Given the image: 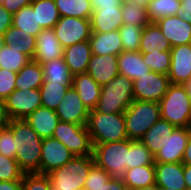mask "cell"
<instances>
[{"instance_id": "cell-1", "label": "cell", "mask_w": 191, "mask_h": 190, "mask_svg": "<svg viewBox=\"0 0 191 190\" xmlns=\"http://www.w3.org/2000/svg\"><path fill=\"white\" fill-rule=\"evenodd\" d=\"M8 126L12 129L16 148L15 159L24 174H40L42 141L36 131L25 119H11Z\"/></svg>"}, {"instance_id": "cell-2", "label": "cell", "mask_w": 191, "mask_h": 190, "mask_svg": "<svg viewBox=\"0 0 191 190\" xmlns=\"http://www.w3.org/2000/svg\"><path fill=\"white\" fill-rule=\"evenodd\" d=\"M92 144H103L128 139L123 113L89 111L86 123Z\"/></svg>"}, {"instance_id": "cell-3", "label": "cell", "mask_w": 191, "mask_h": 190, "mask_svg": "<svg viewBox=\"0 0 191 190\" xmlns=\"http://www.w3.org/2000/svg\"><path fill=\"white\" fill-rule=\"evenodd\" d=\"M95 164L93 156H74L64 166L46 174L51 190H84L90 168Z\"/></svg>"}, {"instance_id": "cell-4", "label": "cell", "mask_w": 191, "mask_h": 190, "mask_svg": "<svg viewBox=\"0 0 191 190\" xmlns=\"http://www.w3.org/2000/svg\"><path fill=\"white\" fill-rule=\"evenodd\" d=\"M134 101L133 81L118 74L101 86L99 101L95 110L99 113H124Z\"/></svg>"}, {"instance_id": "cell-5", "label": "cell", "mask_w": 191, "mask_h": 190, "mask_svg": "<svg viewBox=\"0 0 191 190\" xmlns=\"http://www.w3.org/2000/svg\"><path fill=\"white\" fill-rule=\"evenodd\" d=\"M159 108L161 119L176 127H191V102L184 85L171 84Z\"/></svg>"}, {"instance_id": "cell-6", "label": "cell", "mask_w": 191, "mask_h": 190, "mask_svg": "<svg viewBox=\"0 0 191 190\" xmlns=\"http://www.w3.org/2000/svg\"><path fill=\"white\" fill-rule=\"evenodd\" d=\"M93 159L97 166L111 177L122 178L127 170L129 158V139L93 144Z\"/></svg>"}, {"instance_id": "cell-7", "label": "cell", "mask_w": 191, "mask_h": 190, "mask_svg": "<svg viewBox=\"0 0 191 190\" xmlns=\"http://www.w3.org/2000/svg\"><path fill=\"white\" fill-rule=\"evenodd\" d=\"M123 114L129 140H140L161 118L159 103L153 101L134 100Z\"/></svg>"}, {"instance_id": "cell-8", "label": "cell", "mask_w": 191, "mask_h": 190, "mask_svg": "<svg viewBox=\"0 0 191 190\" xmlns=\"http://www.w3.org/2000/svg\"><path fill=\"white\" fill-rule=\"evenodd\" d=\"M52 137L62 142L75 156L93 154V144L86 125L59 121Z\"/></svg>"}, {"instance_id": "cell-9", "label": "cell", "mask_w": 191, "mask_h": 190, "mask_svg": "<svg viewBox=\"0 0 191 190\" xmlns=\"http://www.w3.org/2000/svg\"><path fill=\"white\" fill-rule=\"evenodd\" d=\"M170 85L168 75L149 71L133 81L134 100L159 103Z\"/></svg>"}, {"instance_id": "cell-10", "label": "cell", "mask_w": 191, "mask_h": 190, "mask_svg": "<svg viewBox=\"0 0 191 190\" xmlns=\"http://www.w3.org/2000/svg\"><path fill=\"white\" fill-rule=\"evenodd\" d=\"M53 30L64 48L78 42L87 41L92 34L90 19L68 16L60 17Z\"/></svg>"}, {"instance_id": "cell-11", "label": "cell", "mask_w": 191, "mask_h": 190, "mask_svg": "<svg viewBox=\"0 0 191 190\" xmlns=\"http://www.w3.org/2000/svg\"><path fill=\"white\" fill-rule=\"evenodd\" d=\"M5 101L10 119H25L36 109L42 107L39 89H15Z\"/></svg>"}, {"instance_id": "cell-12", "label": "cell", "mask_w": 191, "mask_h": 190, "mask_svg": "<svg viewBox=\"0 0 191 190\" xmlns=\"http://www.w3.org/2000/svg\"><path fill=\"white\" fill-rule=\"evenodd\" d=\"M75 155L59 140L43 138L41 148L40 174H48L64 166Z\"/></svg>"}, {"instance_id": "cell-13", "label": "cell", "mask_w": 191, "mask_h": 190, "mask_svg": "<svg viewBox=\"0 0 191 190\" xmlns=\"http://www.w3.org/2000/svg\"><path fill=\"white\" fill-rule=\"evenodd\" d=\"M191 127H176L154 156L155 163H180L190 137Z\"/></svg>"}, {"instance_id": "cell-14", "label": "cell", "mask_w": 191, "mask_h": 190, "mask_svg": "<svg viewBox=\"0 0 191 190\" xmlns=\"http://www.w3.org/2000/svg\"><path fill=\"white\" fill-rule=\"evenodd\" d=\"M61 122L86 125L88 108L83 104L77 91L71 86L55 110Z\"/></svg>"}, {"instance_id": "cell-15", "label": "cell", "mask_w": 191, "mask_h": 190, "mask_svg": "<svg viewBox=\"0 0 191 190\" xmlns=\"http://www.w3.org/2000/svg\"><path fill=\"white\" fill-rule=\"evenodd\" d=\"M170 54V83L184 85L191 77V43L172 47Z\"/></svg>"}, {"instance_id": "cell-16", "label": "cell", "mask_w": 191, "mask_h": 190, "mask_svg": "<svg viewBox=\"0 0 191 190\" xmlns=\"http://www.w3.org/2000/svg\"><path fill=\"white\" fill-rule=\"evenodd\" d=\"M171 47L191 43V24L178 15L156 21Z\"/></svg>"}, {"instance_id": "cell-17", "label": "cell", "mask_w": 191, "mask_h": 190, "mask_svg": "<svg viewBox=\"0 0 191 190\" xmlns=\"http://www.w3.org/2000/svg\"><path fill=\"white\" fill-rule=\"evenodd\" d=\"M64 47L58 41L53 28L43 29L36 36V48L33 61L40 64L63 58Z\"/></svg>"}, {"instance_id": "cell-18", "label": "cell", "mask_w": 191, "mask_h": 190, "mask_svg": "<svg viewBox=\"0 0 191 190\" xmlns=\"http://www.w3.org/2000/svg\"><path fill=\"white\" fill-rule=\"evenodd\" d=\"M118 55H95L92 54L87 73L100 85L103 86L119 74Z\"/></svg>"}, {"instance_id": "cell-19", "label": "cell", "mask_w": 191, "mask_h": 190, "mask_svg": "<svg viewBox=\"0 0 191 190\" xmlns=\"http://www.w3.org/2000/svg\"><path fill=\"white\" fill-rule=\"evenodd\" d=\"M155 184L158 187L187 190L184 180V164L155 163Z\"/></svg>"}, {"instance_id": "cell-20", "label": "cell", "mask_w": 191, "mask_h": 190, "mask_svg": "<svg viewBox=\"0 0 191 190\" xmlns=\"http://www.w3.org/2000/svg\"><path fill=\"white\" fill-rule=\"evenodd\" d=\"M91 55L90 42L87 40L64 48L63 58L70 72L75 75L87 72Z\"/></svg>"}, {"instance_id": "cell-21", "label": "cell", "mask_w": 191, "mask_h": 190, "mask_svg": "<svg viewBox=\"0 0 191 190\" xmlns=\"http://www.w3.org/2000/svg\"><path fill=\"white\" fill-rule=\"evenodd\" d=\"M92 32L119 30L123 25L121 7L95 8L90 17Z\"/></svg>"}, {"instance_id": "cell-22", "label": "cell", "mask_w": 191, "mask_h": 190, "mask_svg": "<svg viewBox=\"0 0 191 190\" xmlns=\"http://www.w3.org/2000/svg\"><path fill=\"white\" fill-rule=\"evenodd\" d=\"M89 42L91 52L95 55H119L123 51L118 30L110 32H92Z\"/></svg>"}, {"instance_id": "cell-23", "label": "cell", "mask_w": 191, "mask_h": 190, "mask_svg": "<svg viewBox=\"0 0 191 190\" xmlns=\"http://www.w3.org/2000/svg\"><path fill=\"white\" fill-rule=\"evenodd\" d=\"M72 87L89 111L95 109L99 101L101 86L87 72L73 75Z\"/></svg>"}, {"instance_id": "cell-24", "label": "cell", "mask_w": 191, "mask_h": 190, "mask_svg": "<svg viewBox=\"0 0 191 190\" xmlns=\"http://www.w3.org/2000/svg\"><path fill=\"white\" fill-rule=\"evenodd\" d=\"M25 120L41 138L52 137L54 129L60 121L55 110L45 107H39Z\"/></svg>"}, {"instance_id": "cell-25", "label": "cell", "mask_w": 191, "mask_h": 190, "mask_svg": "<svg viewBox=\"0 0 191 190\" xmlns=\"http://www.w3.org/2000/svg\"><path fill=\"white\" fill-rule=\"evenodd\" d=\"M119 74L134 81L150 71L139 51H122L118 55Z\"/></svg>"}, {"instance_id": "cell-26", "label": "cell", "mask_w": 191, "mask_h": 190, "mask_svg": "<svg viewBox=\"0 0 191 190\" xmlns=\"http://www.w3.org/2000/svg\"><path fill=\"white\" fill-rule=\"evenodd\" d=\"M175 128V125L160 118L148 129L140 140L155 156L161 147L165 145Z\"/></svg>"}, {"instance_id": "cell-27", "label": "cell", "mask_w": 191, "mask_h": 190, "mask_svg": "<svg viewBox=\"0 0 191 190\" xmlns=\"http://www.w3.org/2000/svg\"><path fill=\"white\" fill-rule=\"evenodd\" d=\"M170 43L166 40L160 27L156 22L147 24L141 33L139 52L150 53V51L160 50L161 52L171 50Z\"/></svg>"}, {"instance_id": "cell-28", "label": "cell", "mask_w": 191, "mask_h": 190, "mask_svg": "<svg viewBox=\"0 0 191 190\" xmlns=\"http://www.w3.org/2000/svg\"><path fill=\"white\" fill-rule=\"evenodd\" d=\"M44 82L43 67L40 63L31 60L17 72L16 89H39Z\"/></svg>"}, {"instance_id": "cell-29", "label": "cell", "mask_w": 191, "mask_h": 190, "mask_svg": "<svg viewBox=\"0 0 191 190\" xmlns=\"http://www.w3.org/2000/svg\"><path fill=\"white\" fill-rule=\"evenodd\" d=\"M129 190H138L155 184L154 165L137 166L127 169L122 177Z\"/></svg>"}, {"instance_id": "cell-30", "label": "cell", "mask_w": 191, "mask_h": 190, "mask_svg": "<svg viewBox=\"0 0 191 190\" xmlns=\"http://www.w3.org/2000/svg\"><path fill=\"white\" fill-rule=\"evenodd\" d=\"M3 35L6 46L13 45L20 52L33 59L36 48V36L25 33V31L14 26L8 28Z\"/></svg>"}, {"instance_id": "cell-31", "label": "cell", "mask_w": 191, "mask_h": 190, "mask_svg": "<svg viewBox=\"0 0 191 190\" xmlns=\"http://www.w3.org/2000/svg\"><path fill=\"white\" fill-rule=\"evenodd\" d=\"M41 65L43 67L44 82L72 85L73 74L66 65L64 58L50 60Z\"/></svg>"}, {"instance_id": "cell-32", "label": "cell", "mask_w": 191, "mask_h": 190, "mask_svg": "<svg viewBox=\"0 0 191 190\" xmlns=\"http://www.w3.org/2000/svg\"><path fill=\"white\" fill-rule=\"evenodd\" d=\"M30 5L36 11L37 23L42 30L53 28L61 17L55 0H34Z\"/></svg>"}, {"instance_id": "cell-33", "label": "cell", "mask_w": 191, "mask_h": 190, "mask_svg": "<svg viewBox=\"0 0 191 190\" xmlns=\"http://www.w3.org/2000/svg\"><path fill=\"white\" fill-rule=\"evenodd\" d=\"M61 17L90 19L93 8L90 0H55Z\"/></svg>"}, {"instance_id": "cell-34", "label": "cell", "mask_w": 191, "mask_h": 190, "mask_svg": "<svg viewBox=\"0 0 191 190\" xmlns=\"http://www.w3.org/2000/svg\"><path fill=\"white\" fill-rule=\"evenodd\" d=\"M31 60L29 56L20 52V50L13 45H4L0 49V69L18 72Z\"/></svg>"}, {"instance_id": "cell-35", "label": "cell", "mask_w": 191, "mask_h": 190, "mask_svg": "<svg viewBox=\"0 0 191 190\" xmlns=\"http://www.w3.org/2000/svg\"><path fill=\"white\" fill-rule=\"evenodd\" d=\"M72 85H61L56 82H43L39 88L41 92L42 107L56 110L64 98L66 91Z\"/></svg>"}, {"instance_id": "cell-36", "label": "cell", "mask_w": 191, "mask_h": 190, "mask_svg": "<svg viewBox=\"0 0 191 190\" xmlns=\"http://www.w3.org/2000/svg\"><path fill=\"white\" fill-rule=\"evenodd\" d=\"M180 7V0H150L146 8L150 21L156 22L167 16L178 15Z\"/></svg>"}, {"instance_id": "cell-37", "label": "cell", "mask_w": 191, "mask_h": 190, "mask_svg": "<svg viewBox=\"0 0 191 190\" xmlns=\"http://www.w3.org/2000/svg\"><path fill=\"white\" fill-rule=\"evenodd\" d=\"M12 26L34 36L42 30L40 24L37 23L36 11L31 5L21 8L13 15Z\"/></svg>"}, {"instance_id": "cell-38", "label": "cell", "mask_w": 191, "mask_h": 190, "mask_svg": "<svg viewBox=\"0 0 191 190\" xmlns=\"http://www.w3.org/2000/svg\"><path fill=\"white\" fill-rule=\"evenodd\" d=\"M123 24H133L145 27L151 21L147 14V8L135 2L124 0L121 6Z\"/></svg>"}, {"instance_id": "cell-39", "label": "cell", "mask_w": 191, "mask_h": 190, "mask_svg": "<svg viewBox=\"0 0 191 190\" xmlns=\"http://www.w3.org/2000/svg\"><path fill=\"white\" fill-rule=\"evenodd\" d=\"M154 155L141 142V140H129V158L127 169L137 166L154 165Z\"/></svg>"}, {"instance_id": "cell-40", "label": "cell", "mask_w": 191, "mask_h": 190, "mask_svg": "<svg viewBox=\"0 0 191 190\" xmlns=\"http://www.w3.org/2000/svg\"><path fill=\"white\" fill-rule=\"evenodd\" d=\"M142 57L143 61L149 66L150 71L168 75L171 64L170 51H150V53H143Z\"/></svg>"}, {"instance_id": "cell-41", "label": "cell", "mask_w": 191, "mask_h": 190, "mask_svg": "<svg viewBox=\"0 0 191 190\" xmlns=\"http://www.w3.org/2000/svg\"><path fill=\"white\" fill-rule=\"evenodd\" d=\"M144 27L133 24H123L119 28V34L123 46V51H139L141 33Z\"/></svg>"}, {"instance_id": "cell-42", "label": "cell", "mask_w": 191, "mask_h": 190, "mask_svg": "<svg viewBox=\"0 0 191 190\" xmlns=\"http://www.w3.org/2000/svg\"><path fill=\"white\" fill-rule=\"evenodd\" d=\"M23 175L15 158L0 154V181L23 180Z\"/></svg>"}, {"instance_id": "cell-43", "label": "cell", "mask_w": 191, "mask_h": 190, "mask_svg": "<svg viewBox=\"0 0 191 190\" xmlns=\"http://www.w3.org/2000/svg\"><path fill=\"white\" fill-rule=\"evenodd\" d=\"M111 176L101 167L94 164L85 181L84 190H100Z\"/></svg>"}, {"instance_id": "cell-44", "label": "cell", "mask_w": 191, "mask_h": 190, "mask_svg": "<svg viewBox=\"0 0 191 190\" xmlns=\"http://www.w3.org/2000/svg\"><path fill=\"white\" fill-rule=\"evenodd\" d=\"M22 190H51V182L46 174H24Z\"/></svg>"}, {"instance_id": "cell-45", "label": "cell", "mask_w": 191, "mask_h": 190, "mask_svg": "<svg viewBox=\"0 0 191 190\" xmlns=\"http://www.w3.org/2000/svg\"><path fill=\"white\" fill-rule=\"evenodd\" d=\"M0 154L10 158L16 156L13 132L8 125L0 130Z\"/></svg>"}, {"instance_id": "cell-46", "label": "cell", "mask_w": 191, "mask_h": 190, "mask_svg": "<svg viewBox=\"0 0 191 190\" xmlns=\"http://www.w3.org/2000/svg\"><path fill=\"white\" fill-rule=\"evenodd\" d=\"M17 72L0 69V98L6 99L15 89Z\"/></svg>"}, {"instance_id": "cell-47", "label": "cell", "mask_w": 191, "mask_h": 190, "mask_svg": "<svg viewBox=\"0 0 191 190\" xmlns=\"http://www.w3.org/2000/svg\"><path fill=\"white\" fill-rule=\"evenodd\" d=\"M34 0H0L3 7L12 15L21 8L30 5Z\"/></svg>"}, {"instance_id": "cell-48", "label": "cell", "mask_w": 191, "mask_h": 190, "mask_svg": "<svg viewBox=\"0 0 191 190\" xmlns=\"http://www.w3.org/2000/svg\"><path fill=\"white\" fill-rule=\"evenodd\" d=\"M13 15L9 13L0 3V34L3 35L5 31L12 26Z\"/></svg>"}, {"instance_id": "cell-49", "label": "cell", "mask_w": 191, "mask_h": 190, "mask_svg": "<svg viewBox=\"0 0 191 190\" xmlns=\"http://www.w3.org/2000/svg\"><path fill=\"white\" fill-rule=\"evenodd\" d=\"M100 190H129L122 178L111 177Z\"/></svg>"}, {"instance_id": "cell-50", "label": "cell", "mask_w": 191, "mask_h": 190, "mask_svg": "<svg viewBox=\"0 0 191 190\" xmlns=\"http://www.w3.org/2000/svg\"><path fill=\"white\" fill-rule=\"evenodd\" d=\"M93 10L95 8L121 7L124 0H90Z\"/></svg>"}, {"instance_id": "cell-51", "label": "cell", "mask_w": 191, "mask_h": 190, "mask_svg": "<svg viewBox=\"0 0 191 190\" xmlns=\"http://www.w3.org/2000/svg\"><path fill=\"white\" fill-rule=\"evenodd\" d=\"M181 7L178 16L191 24V0H180Z\"/></svg>"}, {"instance_id": "cell-52", "label": "cell", "mask_w": 191, "mask_h": 190, "mask_svg": "<svg viewBox=\"0 0 191 190\" xmlns=\"http://www.w3.org/2000/svg\"><path fill=\"white\" fill-rule=\"evenodd\" d=\"M10 117L6 110V101L0 98V126L4 127L10 123Z\"/></svg>"}, {"instance_id": "cell-53", "label": "cell", "mask_w": 191, "mask_h": 190, "mask_svg": "<svg viewBox=\"0 0 191 190\" xmlns=\"http://www.w3.org/2000/svg\"><path fill=\"white\" fill-rule=\"evenodd\" d=\"M0 190H22V180L0 181Z\"/></svg>"}, {"instance_id": "cell-54", "label": "cell", "mask_w": 191, "mask_h": 190, "mask_svg": "<svg viewBox=\"0 0 191 190\" xmlns=\"http://www.w3.org/2000/svg\"><path fill=\"white\" fill-rule=\"evenodd\" d=\"M182 163L184 165H190L191 166V132H190L189 140L187 142V146L185 148V153L183 156Z\"/></svg>"}, {"instance_id": "cell-55", "label": "cell", "mask_w": 191, "mask_h": 190, "mask_svg": "<svg viewBox=\"0 0 191 190\" xmlns=\"http://www.w3.org/2000/svg\"><path fill=\"white\" fill-rule=\"evenodd\" d=\"M184 180L186 183V189L191 190V166L184 165Z\"/></svg>"}, {"instance_id": "cell-56", "label": "cell", "mask_w": 191, "mask_h": 190, "mask_svg": "<svg viewBox=\"0 0 191 190\" xmlns=\"http://www.w3.org/2000/svg\"><path fill=\"white\" fill-rule=\"evenodd\" d=\"M184 86L186 87L190 102H191V77L190 79L184 84Z\"/></svg>"}, {"instance_id": "cell-57", "label": "cell", "mask_w": 191, "mask_h": 190, "mask_svg": "<svg viewBox=\"0 0 191 190\" xmlns=\"http://www.w3.org/2000/svg\"><path fill=\"white\" fill-rule=\"evenodd\" d=\"M132 2H135L136 4H139L141 6L147 7L150 0H129Z\"/></svg>"}, {"instance_id": "cell-58", "label": "cell", "mask_w": 191, "mask_h": 190, "mask_svg": "<svg viewBox=\"0 0 191 190\" xmlns=\"http://www.w3.org/2000/svg\"><path fill=\"white\" fill-rule=\"evenodd\" d=\"M138 190H159V187L156 184H154V185H150V186L138 189Z\"/></svg>"}, {"instance_id": "cell-59", "label": "cell", "mask_w": 191, "mask_h": 190, "mask_svg": "<svg viewBox=\"0 0 191 190\" xmlns=\"http://www.w3.org/2000/svg\"><path fill=\"white\" fill-rule=\"evenodd\" d=\"M5 45V42H4V35H1L0 34V49Z\"/></svg>"}, {"instance_id": "cell-60", "label": "cell", "mask_w": 191, "mask_h": 190, "mask_svg": "<svg viewBox=\"0 0 191 190\" xmlns=\"http://www.w3.org/2000/svg\"><path fill=\"white\" fill-rule=\"evenodd\" d=\"M159 190H178L174 188L159 187Z\"/></svg>"}]
</instances>
